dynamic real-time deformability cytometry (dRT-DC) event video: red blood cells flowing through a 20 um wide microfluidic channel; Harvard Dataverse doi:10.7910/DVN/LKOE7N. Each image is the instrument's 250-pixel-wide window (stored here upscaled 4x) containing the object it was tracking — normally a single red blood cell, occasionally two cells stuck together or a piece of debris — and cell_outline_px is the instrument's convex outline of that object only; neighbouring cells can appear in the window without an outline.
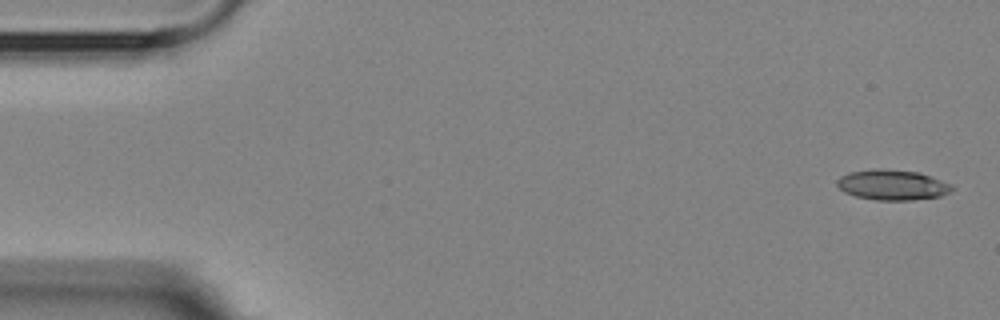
{"species": "Egyptian fruit bat (a non-hibernating species)", "species_latin": "Rousettus aegyptiacus", "temperature_condition": "room temperature", "stored_images_in_passage": 5, "camera_frame_rate_fps": 3000, "um_per_image_px": 0.085, "animal": {"sex": "female"}, "frame": {"image": 1, "passage_image": 1, "time_ms": 0.0, "image_size_px": [1000, 320], "cell_outline_px": [[956, 188], [940, 196], [912, 200], [876, 200], [856, 196], [844, 192], [836, 184], [836, 180], [840, 176], [848, 172], [876, 168], [884, 168], [920, 172], [932, 176], [952, 184]], "centroid_in_image_um": [75.86, 15.7], "position_along_channel_um": 9.1, "area_um2": 20.58}}
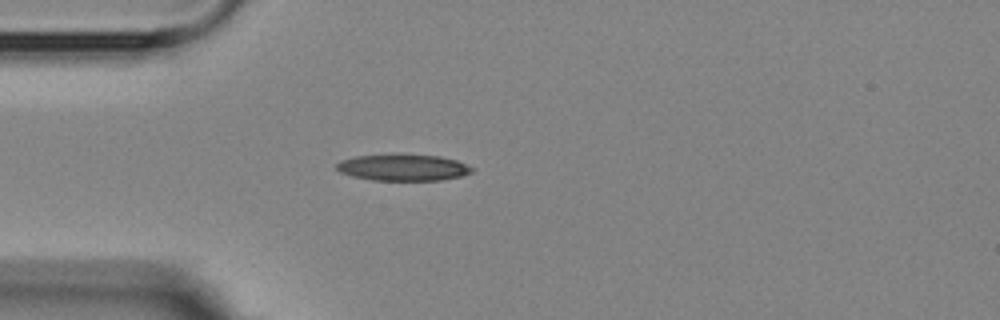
{"frame": {"image": 2, "passage_image": 4, "time_ms": 4.333, "image_size_px": [1000, 320], "cell_outline_px": [[476, 168], [472, 172], [460, 176], [440, 180], [372, 180], [352, 176], [340, 172], [336, 168], [336, 164], [340, 160], [356, 156], [392, 152], [400, 152], [440, 156], [456, 160]], "centroid_in_image_um": [34.25, 14.19], "position_along_channel_um": 50.8, "area_um2": 21.62}}